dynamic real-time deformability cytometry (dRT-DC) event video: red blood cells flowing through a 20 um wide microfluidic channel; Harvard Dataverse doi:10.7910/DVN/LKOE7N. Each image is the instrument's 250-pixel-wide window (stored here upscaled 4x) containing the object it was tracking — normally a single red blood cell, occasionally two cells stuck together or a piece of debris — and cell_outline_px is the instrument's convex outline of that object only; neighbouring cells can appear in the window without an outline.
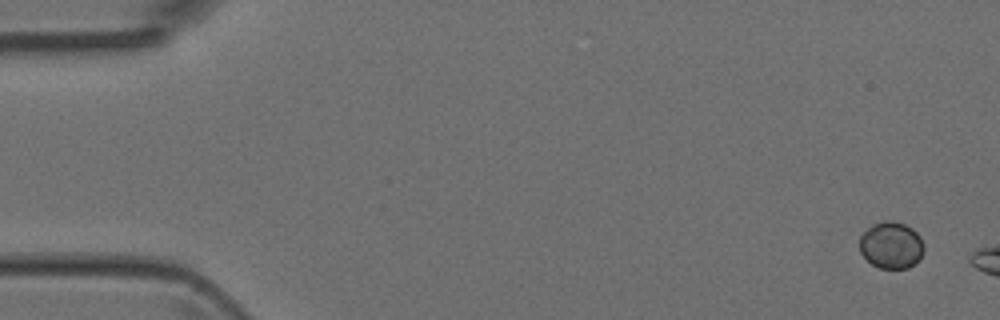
{"species": "Egyptian fruit bat (a non-hibernating species)", "species_latin": "Rousettus aegyptiacus", "temperature_condition": "room temperature", "stored_images_in_passage": 2, "camera_frame_rate_fps": 3000, "um_per_image_px": 0.085, "animal": {"sex": "female"}, "frame": {"image": 1, "passage_image": 2, "time_ms": 0.333, "image_size_px": [1000, 320], "cell_outline_px": [[924, 252], [920, 260], [916, 264], [908, 268], [880, 268], [872, 264], [860, 252], [860, 236], [872, 224], [884, 220], [892, 220], [904, 224], [912, 228], [920, 236], [924, 244]], "centroid_in_image_um": [75.79, 20.84], "position_along_channel_um": 9.2, "area_um2": 17.74}}